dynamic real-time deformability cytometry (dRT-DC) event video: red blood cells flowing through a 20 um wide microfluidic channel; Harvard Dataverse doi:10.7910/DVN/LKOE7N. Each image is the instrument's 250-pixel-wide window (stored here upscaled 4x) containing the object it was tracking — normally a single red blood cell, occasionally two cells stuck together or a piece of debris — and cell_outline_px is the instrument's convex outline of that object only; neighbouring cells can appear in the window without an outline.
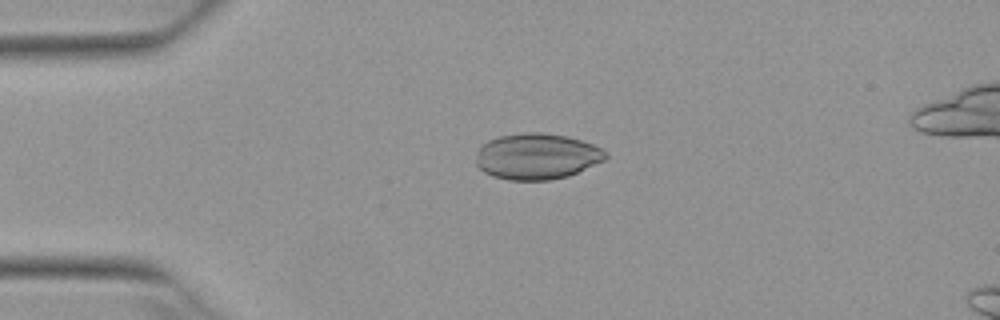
{"species": "Egyptian fruit bat (a non-hibernating species)", "species_latin": "Rousettus aegyptiacus", "temperature_condition": "warm", "stored_images_in_passage": 5, "camera_frame_rate_fps": 3000, "um_per_image_px": 0.085, "animal": {"sex": "female"}, "frame": {"image": 1, "passage_image": 3, "time_ms": 0.667, "image_size_px": [1000, 320], "cell_outline_px": [[608, 156], [604, 160], [568, 176], [548, 180], [508, 180], [492, 176], [484, 172], [476, 164], [476, 156], [480, 144], [488, 140], [500, 136], [524, 132], [540, 132], [568, 136], [592, 144], [608, 152]], "centroid_in_image_um": [45.61, 13.28], "position_along_channel_um": 39.4, "area_um2": 34.85}}
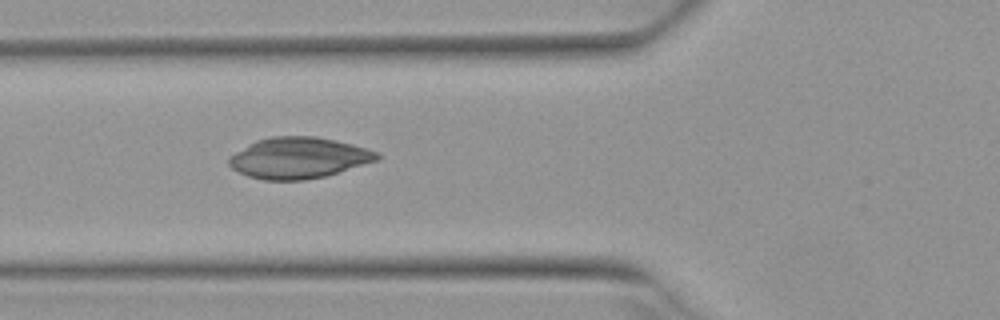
{"frame": {"image": 2, "passage_image": 5, "time_ms": 1.333, "image_size_px": [1000, 320], "cell_outline_px": [[380, 160], [324, 176], [304, 180], [264, 180], [248, 176], [232, 168], [228, 164], [228, 156], [256, 140], [272, 136], [316, 136], [336, 140], [352, 144], [376, 152], [380, 156]], "centroid_in_image_um": [25.36, 13.41], "position_along_channel_um": 100.4, "area_um2": 35.37}}